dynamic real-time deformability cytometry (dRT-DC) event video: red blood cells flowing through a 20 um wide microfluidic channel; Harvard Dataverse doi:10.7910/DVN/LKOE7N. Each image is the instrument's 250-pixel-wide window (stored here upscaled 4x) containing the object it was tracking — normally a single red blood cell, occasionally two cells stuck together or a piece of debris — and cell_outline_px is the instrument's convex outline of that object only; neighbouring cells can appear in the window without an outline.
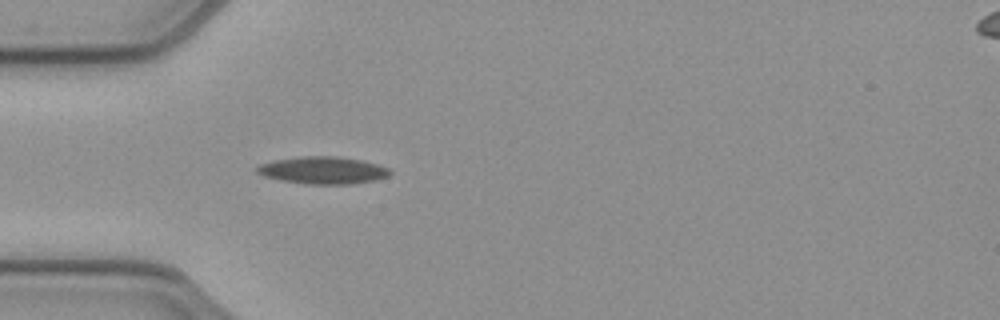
{"species": "common noctule bat (a hibernating species)", "species_latin": "Nyctalus noctula", "temperature_condition": "cold", "stored_images_in_passage": 38, "camera_frame_rate_fps": 3000, "um_per_image_px": 0.085, "animal": {"sex": "female", "body_mass_g": 21.9}, "frame": {"image": 1, "passage_image": 1, "time_ms": 0.0, "image_size_px": [1000, 320], "cell_outline_px": [[392, 172], [388, 176], [372, 180], [352, 184], [304, 184], [280, 180], [264, 176], [256, 172], [256, 168], [260, 164], [276, 160], [300, 156], [336, 156], [360, 160], [376, 164], [388, 168]], "centroid_in_image_um": [27.42, 14.47], "position_along_channel_um": 57.6, "area_um2": 20.98}}
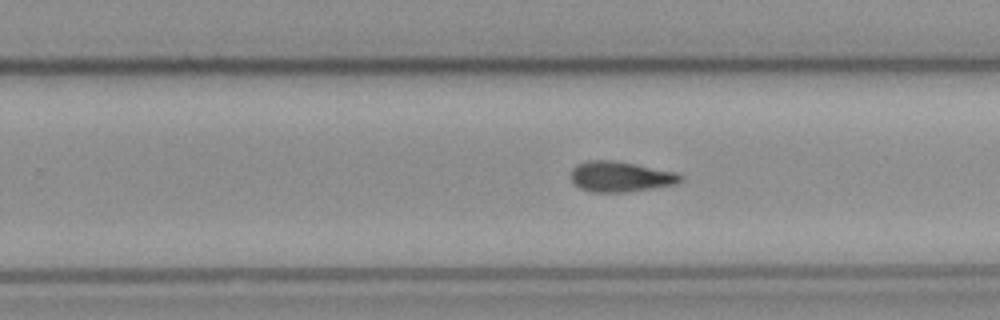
{"frame": {"image": 2, "passage_image": 18, "time_ms": 5.667, "image_size_px": [1000, 320], "cell_outline_px": [[684, 180], [676, 184], [628, 192], [592, 192], [580, 188], [572, 180], [572, 168], [588, 160], [612, 160], [636, 164], [680, 172], [684, 176]], "centroid_in_image_um": [52.83, 15.01], "position_along_channel_um": 277.0, "area_um2": 19.54}}
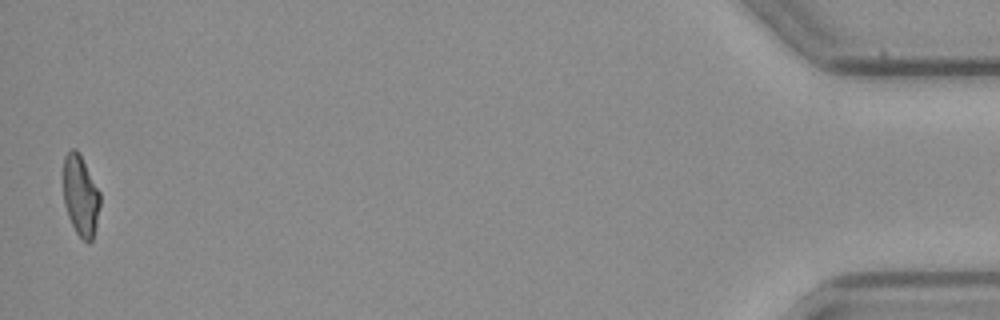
{"frame": {"image": 3, "passage_image": 37, "time_ms": 12.0, "image_size_px": [1000, 320], "cell_outline_px": [[100, 204], [96, 224], [92, 240], [88, 244], [76, 232], [68, 216], [64, 204], [64, 156], [72, 148], [76, 148], [80, 152], [100, 192]], "centroid_in_image_um": [6.85, 16.6], "position_along_channel_um": 428.3, "area_um2": 17.28}}